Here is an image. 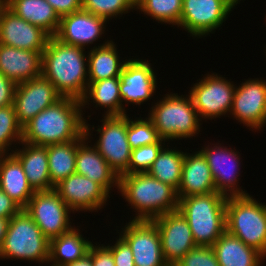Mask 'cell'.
<instances>
[{
	"mask_svg": "<svg viewBox=\"0 0 266 266\" xmlns=\"http://www.w3.org/2000/svg\"><path fill=\"white\" fill-rule=\"evenodd\" d=\"M42 53L0 44V73L16 84L40 77Z\"/></svg>",
	"mask_w": 266,
	"mask_h": 266,
	"instance_id": "7402d4cb",
	"label": "cell"
},
{
	"mask_svg": "<svg viewBox=\"0 0 266 266\" xmlns=\"http://www.w3.org/2000/svg\"><path fill=\"white\" fill-rule=\"evenodd\" d=\"M61 98L54 85L42 75L17 84L13 104L18 123L23 128L37 114Z\"/></svg>",
	"mask_w": 266,
	"mask_h": 266,
	"instance_id": "ac0fdd59",
	"label": "cell"
},
{
	"mask_svg": "<svg viewBox=\"0 0 266 266\" xmlns=\"http://www.w3.org/2000/svg\"><path fill=\"white\" fill-rule=\"evenodd\" d=\"M226 231L266 258V203L250 194L227 197Z\"/></svg>",
	"mask_w": 266,
	"mask_h": 266,
	"instance_id": "8992f818",
	"label": "cell"
},
{
	"mask_svg": "<svg viewBox=\"0 0 266 266\" xmlns=\"http://www.w3.org/2000/svg\"><path fill=\"white\" fill-rule=\"evenodd\" d=\"M102 122L95 129L85 121V136L93 139V131L98 138L93 144L100 155L109 163V166L118 176L128 174L131 159V148L127 141V114L120 116H102ZM91 136V137H90Z\"/></svg>",
	"mask_w": 266,
	"mask_h": 266,
	"instance_id": "ba28073f",
	"label": "cell"
},
{
	"mask_svg": "<svg viewBox=\"0 0 266 266\" xmlns=\"http://www.w3.org/2000/svg\"><path fill=\"white\" fill-rule=\"evenodd\" d=\"M183 0H137V11L161 24L178 27Z\"/></svg>",
	"mask_w": 266,
	"mask_h": 266,
	"instance_id": "d6a6232c",
	"label": "cell"
},
{
	"mask_svg": "<svg viewBox=\"0 0 266 266\" xmlns=\"http://www.w3.org/2000/svg\"><path fill=\"white\" fill-rule=\"evenodd\" d=\"M22 208L0 188V217L10 219Z\"/></svg>",
	"mask_w": 266,
	"mask_h": 266,
	"instance_id": "7bdbcfd3",
	"label": "cell"
},
{
	"mask_svg": "<svg viewBox=\"0 0 266 266\" xmlns=\"http://www.w3.org/2000/svg\"><path fill=\"white\" fill-rule=\"evenodd\" d=\"M86 136L78 143L75 173L100 184L110 195L119 190V176ZM113 188V189H112Z\"/></svg>",
	"mask_w": 266,
	"mask_h": 266,
	"instance_id": "44dd1931",
	"label": "cell"
},
{
	"mask_svg": "<svg viewBox=\"0 0 266 266\" xmlns=\"http://www.w3.org/2000/svg\"><path fill=\"white\" fill-rule=\"evenodd\" d=\"M24 210L38 225L43 235L49 240L70 231L75 214L53 189L35 191Z\"/></svg>",
	"mask_w": 266,
	"mask_h": 266,
	"instance_id": "30bf717a",
	"label": "cell"
},
{
	"mask_svg": "<svg viewBox=\"0 0 266 266\" xmlns=\"http://www.w3.org/2000/svg\"><path fill=\"white\" fill-rule=\"evenodd\" d=\"M113 40L106 39L103 43L93 46L88 52V83L107 78L119 77L123 70L125 58L121 59L119 50ZM122 61H121V60Z\"/></svg>",
	"mask_w": 266,
	"mask_h": 266,
	"instance_id": "4316f807",
	"label": "cell"
},
{
	"mask_svg": "<svg viewBox=\"0 0 266 266\" xmlns=\"http://www.w3.org/2000/svg\"><path fill=\"white\" fill-rule=\"evenodd\" d=\"M121 229L116 231L131 247L135 266H169L162 254L158 228L152 220H129Z\"/></svg>",
	"mask_w": 266,
	"mask_h": 266,
	"instance_id": "5bb4252c",
	"label": "cell"
},
{
	"mask_svg": "<svg viewBox=\"0 0 266 266\" xmlns=\"http://www.w3.org/2000/svg\"><path fill=\"white\" fill-rule=\"evenodd\" d=\"M220 266H261L266 258L225 231L211 246Z\"/></svg>",
	"mask_w": 266,
	"mask_h": 266,
	"instance_id": "83f0119b",
	"label": "cell"
},
{
	"mask_svg": "<svg viewBox=\"0 0 266 266\" xmlns=\"http://www.w3.org/2000/svg\"><path fill=\"white\" fill-rule=\"evenodd\" d=\"M231 11L222 0H183L178 28L199 39L210 36L225 23Z\"/></svg>",
	"mask_w": 266,
	"mask_h": 266,
	"instance_id": "4fadbf2b",
	"label": "cell"
},
{
	"mask_svg": "<svg viewBox=\"0 0 266 266\" xmlns=\"http://www.w3.org/2000/svg\"><path fill=\"white\" fill-rule=\"evenodd\" d=\"M173 266H220L211 246H197Z\"/></svg>",
	"mask_w": 266,
	"mask_h": 266,
	"instance_id": "74e56055",
	"label": "cell"
},
{
	"mask_svg": "<svg viewBox=\"0 0 266 266\" xmlns=\"http://www.w3.org/2000/svg\"><path fill=\"white\" fill-rule=\"evenodd\" d=\"M88 255L92 259L93 266H115L112 253L104 244H92Z\"/></svg>",
	"mask_w": 266,
	"mask_h": 266,
	"instance_id": "ab89813d",
	"label": "cell"
},
{
	"mask_svg": "<svg viewBox=\"0 0 266 266\" xmlns=\"http://www.w3.org/2000/svg\"><path fill=\"white\" fill-rule=\"evenodd\" d=\"M50 35L38 26L23 20L5 6L0 13V44L43 52Z\"/></svg>",
	"mask_w": 266,
	"mask_h": 266,
	"instance_id": "ffe728a7",
	"label": "cell"
},
{
	"mask_svg": "<svg viewBox=\"0 0 266 266\" xmlns=\"http://www.w3.org/2000/svg\"><path fill=\"white\" fill-rule=\"evenodd\" d=\"M65 266H93L91 257L87 254L84 258L76 260Z\"/></svg>",
	"mask_w": 266,
	"mask_h": 266,
	"instance_id": "f6af8a7d",
	"label": "cell"
},
{
	"mask_svg": "<svg viewBox=\"0 0 266 266\" xmlns=\"http://www.w3.org/2000/svg\"><path fill=\"white\" fill-rule=\"evenodd\" d=\"M22 145V148L19 146ZM14 148L13 155L20 161L29 185L34 191L54 189L48 167L47 146L21 142ZM20 148V149H19Z\"/></svg>",
	"mask_w": 266,
	"mask_h": 266,
	"instance_id": "cb8c5ba5",
	"label": "cell"
},
{
	"mask_svg": "<svg viewBox=\"0 0 266 266\" xmlns=\"http://www.w3.org/2000/svg\"><path fill=\"white\" fill-rule=\"evenodd\" d=\"M107 22L106 19L81 9L60 17L55 37L63 43L88 50L102 38Z\"/></svg>",
	"mask_w": 266,
	"mask_h": 266,
	"instance_id": "d6986e66",
	"label": "cell"
},
{
	"mask_svg": "<svg viewBox=\"0 0 266 266\" xmlns=\"http://www.w3.org/2000/svg\"><path fill=\"white\" fill-rule=\"evenodd\" d=\"M125 202L134 209L136 216L130 220H152L178 210L177 190L145 173L122 174L119 190ZM137 211V212H136Z\"/></svg>",
	"mask_w": 266,
	"mask_h": 266,
	"instance_id": "3957f363",
	"label": "cell"
},
{
	"mask_svg": "<svg viewBox=\"0 0 266 266\" xmlns=\"http://www.w3.org/2000/svg\"><path fill=\"white\" fill-rule=\"evenodd\" d=\"M85 132L80 100L62 97L23 127L22 141L47 146L78 139Z\"/></svg>",
	"mask_w": 266,
	"mask_h": 266,
	"instance_id": "7a4b0ae2",
	"label": "cell"
},
{
	"mask_svg": "<svg viewBox=\"0 0 266 266\" xmlns=\"http://www.w3.org/2000/svg\"><path fill=\"white\" fill-rule=\"evenodd\" d=\"M222 1H224L233 10L234 8H236L237 4L241 3L240 2L241 0H222Z\"/></svg>",
	"mask_w": 266,
	"mask_h": 266,
	"instance_id": "bcb514c9",
	"label": "cell"
},
{
	"mask_svg": "<svg viewBox=\"0 0 266 266\" xmlns=\"http://www.w3.org/2000/svg\"><path fill=\"white\" fill-rule=\"evenodd\" d=\"M6 6L23 20L55 36L60 17L46 0H6Z\"/></svg>",
	"mask_w": 266,
	"mask_h": 266,
	"instance_id": "f546056e",
	"label": "cell"
},
{
	"mask_svg": "<svg viewBox=\"0 0 266 266\" xmlns=\"http://www.w3.org/2000/svg\"><path fill=\"white\" fill-rule=\"evenodd\" d=\"M50 240L43 235L31 216L21 209L9 221L7 233L0 247V259L35 261L47 264Z\"/></svg>",
	"mask_w": 266,
	"mask_h": 266,
	"instance_id": "52a82bcc",
	"label": "cell"
},
{
	"mask_svg": "<svg viewBox=\"0 0 266 266\" xmlns=\"http://www.w3.org/2000/svg\"><path fill=\"white\" fill-rule=\"evenodd\" d=\"M86 49L61 42L50 36L42 53V76L62 97L81 100L88 86Z\"/></svg>",
	"mask_w": 266,
	"mask_h": 266,
	"instance_id": "6da1fadb",
	"label": "cell"
},
{
	"mask_svg": "<svg viewBox=\"0 0 266 266\" xmlns=\"http://www.w3.org/2000/svg\"><path fill=\"white\" fill-rule=\"evenodd\" d=\"M209 73L191 85L188 92L201 121L205 122L225 115L229 117L237 85L216 72Z\"/></svg>",
	"mask_w": 266,
	"mask_h": 266,
	"instance_id": "9c48e42d",
	"label": "cell"
},
{
	"mask_svg": "<svg viewBox=\"0 0 266 266\" xmlns=\"http://www.w3.org/2000/svg\"><path fill=\"white\" fill-rule=\"evenodd\" d=\"M84 137L85 132L74 141L47 145L49 175L54 186L75 173L77 146Z\"/></svg>",
	"mask_w": 266,
	"mask_h": 266,
	"instance_id": "4dcf8cb0",
	"label": "cell"
},
{
	"mask_svg": "<svg viewBox=\"0 0 266 266\" xmlns=\"http://www.w3.org/2000/svg\"><path fill=\"white\" fill-rule=\"evenodd\" d=\"M6 6V0H0V13L1 10Z\"/></svg>",
	"mask_w": 266,
	"mask_h": 266,
	"instance_id": "7dc6e473",
	"label": "cell"
},
{
	"mask_svg": "<svg viewBox=\"0 0 266 266\" xmlns=\"http://www.w3.org/2000/svg\"><path fill=\"white\" fill-rule=\"evenodd\" d=\"M82 9L108 21L137 10V0H82Z\"/></svg>",
	"mask_w": 266,
	"mask_h": 266,
	"instance_id": "d590c367",
	"label": "cell"
},
{
	"mask_svg": "<svg viewBox=\"0 0 266 266\" xmlns=\"http://www.w3.org/2000/svg\"><path fill=\"white\" fill-rule=\"evenodd\" d=\"M209 143L201 146L200 151L207 160L216 192L226 197L249 195L239 185L240 178L238 177L241 175V170H239L241 169L240 159L242 160L240 152L235 148H227L228 146L221 145L220 141L217 144Z\"/></svg>",
	"mask_w": 266,
	"mask_h": 266,
	"instance_id": "8fae6325",
	"label": "cell"
},
{
	"mask_svg": "<svg viewBox=\"0 0 266 266\" xmlns=\"http://www.w3.org/2000/svg\"><path fill=\"white\" fill-rule=\"evenodd\" d=\"M166 142V140L160 139L155 144L141 146L131 150L128 174L147 172L151 168L153 162L157 159L162 148L166 146Z\"/></svg>",
	"mask_w": 266,
	"mask_h": 266,
	"instance_id": "8d00e7d4",
	"label": "cell"
},
{
	"mask_svg": "<svg viewBox=\"0 0 266 266\" xmlns=\"http://www.w3.org/2000/svg\"><path fill=\"white\" fill-rule=\"evenodd\" d=\"M55 10V12L62 17L72 12L82 9V0H46Z\"/></svg>",
	"mask_w": 266,
	"mask_h": 266,
	"instance_id": "b9f144b4",
	"label": "cell"
},
{
	"mask_svg": "<svg viewBox=\"0 0 266 266\" xmlns=\"http://www.w3.org/2000/svg\"><path fill=\"white\" fill-rule=\"evenodd\" d=\"M244 80L235 88L229 115L251 131H262L266 127V81L263 78Z\"/></svg>",
	"mask_w": 266,
	"mask_h": 266,
	"instance_id": "7c38bea8",
	"label": "cell"
},
{
	"mask_svg": "<svg viewBox=\"0 0 266 266\" xmlns=\"http://www.w3.org/2000/svg\"><path fill=\"white\" fill-rule=\"evenodd\" d=\"M9 221L10 219H6V218H1L0 217V247L4 241V237L7 233V228L9 225Z\"/></svg>",
	"mask_w": 266,
	"mask_h": 266,
	"instance_id": "ee69618b",
	"label": "cell"
},
{
	"mask_svg": "<svg viewBox=\"0 0 266 266\" xmlns=\"http://www.w3.org/2000/svg\"><path fill=\"white\" fill-rule=\"evenodd\" d=\"M216 192L207 160L200 150L185 152L181 182L177 190L179 198Z\"/></svg>",
	"mask_w": 266,
	"mask_h": 266,
	"instance_id": "603a6c76",
	"label": "cell"
},
{
	"mask_svg": "<svg viewBox=\"0 0 266 266\" xmlns=\"http://www.w3.org/2000/svg\"><path fill=\"white\" fill-rule=\"evenodd\" d=\"M0 188L22 209L34 194L20 161L12 154H0Z\"/></svg>",
	"mask_w": 266,
	"mask_h": 266,
	"instance_id": "d4e9b609",
	"label": "cell"
},
{
	"mask_svg": "<svg viewBox=\"0 0 266 266\" xmlns=\"http://www.w3.org/2000/svg\"><path fill=\"white\" fill-rule=\"evenodd\" d=\"M80 226H74L70 231L50 239V266H65L84 258L93 244L80 232Z\"/></svg>",
	"mask_w": 266,
	"mask_h": 266,
	"instance_id": "f1b7e54d",
	"label": "cell"
},
{
	"mask_svg": "<svg viewBox=\"0 0 266 266\" xmlns=\"http://www.w3.org/2000/svg\"><path fill=\"white\" fill-rule=\"evenodd\" d=\"M168 93V94H167ZM160 100H154L148 111V117L154 124L158 136L166 140L179 141L198 137L201 131V119L188 94L167 92Z\"/></svg>",
	"mask_w": 266,
	"mask_h": 266,
	"instance_id": "277c9868",
	"label": "cell"
},
{
	"mask_svg": "<svg viewBox=\"0 0 266 266\" xmlns=\"http://www.w3.org/2000/svg\"><path fill=\"white\" fill-rule=\"evenodd\" d=\"M152 221L158 228L162 254L169 266L175 265L187 252L197 247L189 224L179 210L158 216Z\"/></svg>",
	"mask_w": 266,
	"mask_h": 266,
	"instance_id": "e0dca14e",
	"label": "cell"
},
{
	"mask_svg": "<svg viewBox=\"0 0 266 266\" xmlns=\"http://www.w3.org/2000/svg\"><path fill=\"white\" fill-rule=\"evenodd\" d=\"M16 86V83L0 73V108L13 104Z\"/></svg>",
	"mask_w": 266,
	"mask_h": 266,
	"instance_id": "60d3db41",
	"label": "cell"
},
{
	"mask_svg": "<svg viewBox=\"0 0 266 266\" xmlns=\"http://www.w3.org/2000/svg\"><path fill=\"white\" fill-rule=\"evenodd\" d=\"M120 78L112 77L101 81L91 82L87 86V90L80 100L82 115L84 116V121H86L85 109L90 108L89 105L100 107V109H105L103 116H120L123 115V106L120 96ZM91 104H90V103ZM87 105V106H86Z\"/></svg>",
	"mask_w": 266,
	"mask_h": 266,
	"instance_id": "484cf974",
	"label": "cell"
},
{
	"mask_svg": "<svg viewBox=\"0 0 266 266\" xmlns=\"http://www.w3.org/2000/svg\"><path fill=\"white\" fill-rule=\"evenodd\" d=\"M148 59L129 58L125 63L120 78V96L123 115L127 114L126 105L146 104L154 97L157 89V73ZM153 96V97H152ZM124 104V105H123ZM126 104V105H125Z\"/></svg>",
	"mask_w": 266,
	"mask_h": 266,
	"instance_id": "9a60e30c",
	"label": "cell"
},
{
	"mask_svg": "<svg viewBox=\"0 0 266 266\" xmlns=\"http://www.w3.org/2000/svg\"><path fill=\"white\" fill-rule=\"evenodd\" d=\"M168 144L167 142L166 146L162 148L147 173L178 190L185 151L183 152L181 149L171 147Z\"/></svg>",
	"mask_w": 266,
	"mask_h": 266,
	"instance_id": "1f68e13d",
	"label": "cell"
},
{
	"mask_svg": "<svg viewBox=\"0 0 266 266\" xmlns=\"http://www.w3.org/2000/svg\"><path fill=\"white\" fill-rule=\"evenodd\" d=\"M116 239V242L105 245L112 253L115 266H135L131 247L120 235Z\"/></svg>",
	"mask_w": 266,
	"mask_h": 266,
	"instance_id": "f35d334b",
	"label": "cell"
},
{
	"mask_svg": "<svg viewBox=\"0 0 266 266\" xmlns=\"http://www.w3.org/2000/svg\"><path fill=\"white\" fill-rule=\"evenodd\" d=\"M226 200L219 192L179 198L178 210L186 218L197 246H212L226 231Z\"/></svg>",
	"mask_w": 266,
	"mask_h": 266,
	"instance_id": "5b68a950",
	"label": "cell"
},
{
	"mask_svg": "<svg viewBox=\"0 0 266 266\" xmlns=\"http://www.w3.org/2000/svg\"><path fill=\"white\" fill-rule=\"evenodd\" d=\"M22 135L14 104L0 108V154L13 153L15 145L22 142Z\"/></svg>",
	"mask_w": 266,
	"mask_h": 266,
	"instance_id": "836d02e7",
	"label": "cell"
},
{
	"mask_svg": "<svg viewBox=\"0 0 266 266\" xmlns=\"http://www.w3.org/2000/svg\"><path fill=\"white\" fill-rule=\"evenodd\" d=\"M127 114V141L131 150L141 146L152 145L157 143L161 138L158 136L151 119L147 117L129 118Z\"/></svg>",
	"mask_w": 266,
	"mask_h": 266,
	"instance_id": "e575fe53",
	"label": "cell"
},
{
	"mask_svg": "<svg viewBox=\"0 0 266 266\" xmlns=\"http://www.w3.org/2000/svg\"><path fill=\"white\" fill-rule=\"evenodd\" d=\"M54 190L74 213H98L110 200V194L100 184L77 173L61 180Z\"/></svg>",
	"mask_w": 266,
	"mask_h": 266,
	"instance_id": "2e32d148",
	"label": "cell"
}]
</instances>
